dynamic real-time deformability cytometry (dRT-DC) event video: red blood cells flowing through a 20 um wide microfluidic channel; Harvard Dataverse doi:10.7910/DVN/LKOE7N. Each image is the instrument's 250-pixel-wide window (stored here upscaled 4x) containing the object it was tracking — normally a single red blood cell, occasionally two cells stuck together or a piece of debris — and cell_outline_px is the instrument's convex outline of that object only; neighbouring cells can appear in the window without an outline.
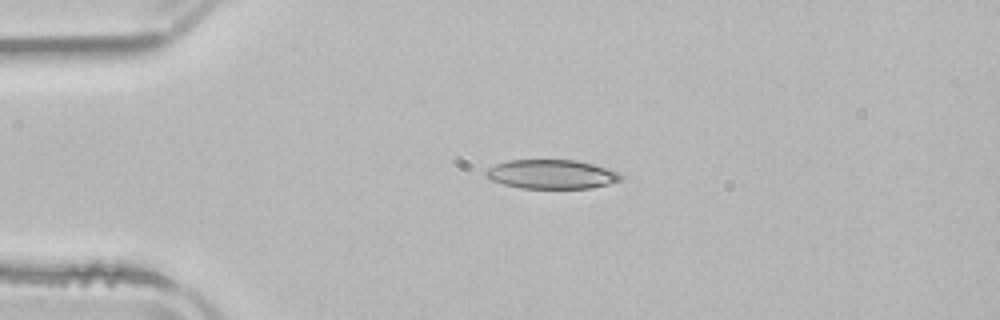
{"species": "common noctule bat (a hibernating species)", "species_latin": "Nyctalus noctula", "temperature_condition": "room temperature", "stored_images_in_passage": 1, "camera_frame_rate_fps": 3000, "um_per_image_px": 0.085, "animal": {"sex": "male", "body_mass_g": 21.5, "forearm_length_mm": 52.0}, "frame": {"image": 1, "passage_image": 1, "time_ms": 0.0, "image_size_px": [1000, 320], "cell_outline_px": [[624, 180], [592, 188], [520, 188], [504, 184], [492, 180], [484, 176], [484, 172], [488, 168], [496, 164], [508, 160], [576, 160], [592, 164], [620, 172], [624, 176]], "centroid_in_image_um": [46.91, 14.81], "position_along_channel_um": 38.1, "area_um2": 23.0}}